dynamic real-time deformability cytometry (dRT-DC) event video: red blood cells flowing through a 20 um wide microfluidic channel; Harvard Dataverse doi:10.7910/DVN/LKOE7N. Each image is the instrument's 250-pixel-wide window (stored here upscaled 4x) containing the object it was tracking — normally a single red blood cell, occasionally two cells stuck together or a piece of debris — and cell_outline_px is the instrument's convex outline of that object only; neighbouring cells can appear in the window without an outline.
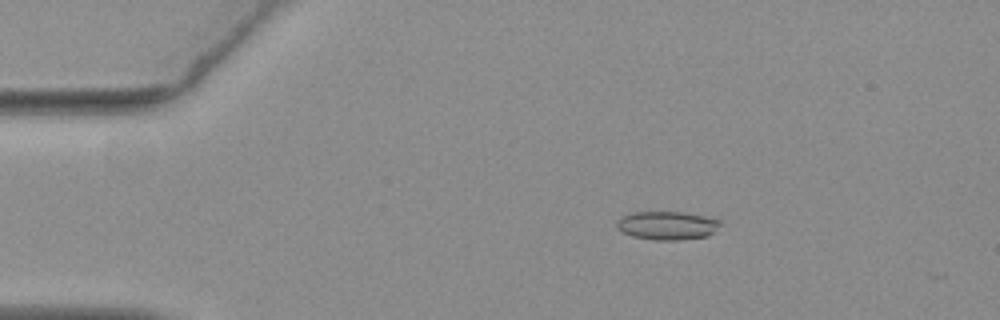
{"species": "common noctule bat (a hibernating species)", "species_latin": "Nyctalus noctula", "temperature_condition": "warm", "stored_images_in_passage": 10, "camera_frame_rate_fps": 3000, "um_per_image_px": 0.085, "animal": {"sex": "female", "body_mass_g": 19.3, "forearm_length_mm": 54.1}, "frame": {"image": 1, "passage_image": 3, "time_ms": 0.667, "image_size_px": [1000, 320], "cell_outline_px": [[720, 224], [708, 236], [680, 240], [656, 240], [632, 236], [620, 232], [616, 228], [616, 224], [620, 216], [632, 212], [684, 212], [704, 216], [720, 220]], "centroid_in_image_um": [56.65, 19.16], "position_along_channel_um": 28.4, "area_um2": 17.22}}